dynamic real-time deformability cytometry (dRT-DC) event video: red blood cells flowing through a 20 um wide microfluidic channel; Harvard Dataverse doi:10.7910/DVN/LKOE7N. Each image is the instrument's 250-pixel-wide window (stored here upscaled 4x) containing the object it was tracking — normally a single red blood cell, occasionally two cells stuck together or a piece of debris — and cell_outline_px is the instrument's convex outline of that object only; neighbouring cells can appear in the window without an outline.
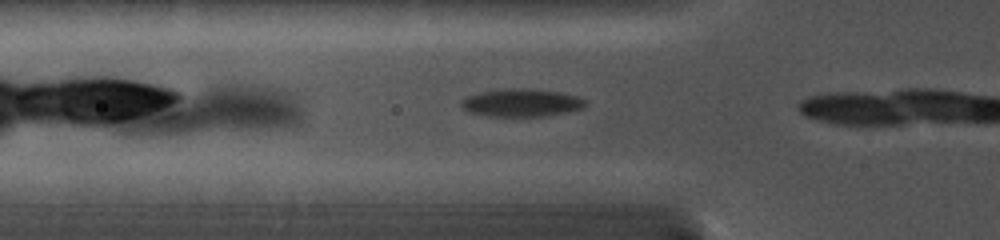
{"species": "common noctule bat (a hibernating species)", "species_latin": "Nyctalus noctula", "temperature_condition": "cold", "stored_images_in_passage": 6, "camera_frame_rate_fps": 5000, "um_per_image_px": 0.085, "animal": {"sex": "female", "body_mass_g": 19.0, "forearm_length_mm": 56.7}, "frame": {"image": 1, "passage_image": 3, "time_ms": 0.8, "image_size_px": [1000, 240], "cell_outline_px": [[584, 108], [548, 116], [488, 116], [472, 112], [460, 108], [460, 100], [468, 96], [480, 92], [504, 88], [528, 88], [560, 92], [576, 96], [584, 100]], "centroid_in_image_um": [44.28, 8.73], "position_along_channel_um": 81.5, "area_um2": 20.11}}